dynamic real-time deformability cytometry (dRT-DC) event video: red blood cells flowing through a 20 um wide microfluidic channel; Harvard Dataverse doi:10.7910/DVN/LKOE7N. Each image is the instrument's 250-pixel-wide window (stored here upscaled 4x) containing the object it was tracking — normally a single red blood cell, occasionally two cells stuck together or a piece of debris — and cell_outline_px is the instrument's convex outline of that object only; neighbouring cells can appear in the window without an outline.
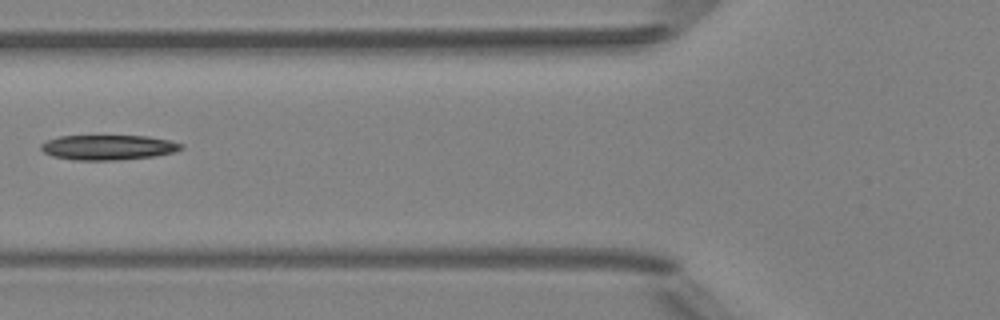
{"species": "Egyptian fruit bat (a non-hibernating species)", "species_latin": "Rousettus aegyptiacus", "temperature_condition": "room temperature", "stored_images_in_passage": 6, "camera_frame_rate_fps": 3000, "um_per_image_px": 0.085, "animal": {"sex": "female"}, "frame": {"image": 1, "passage_image": 6, "time_ms": 5.667, "image_size_px": [1000, 320], "cell_outline_px": [[184, 148], [172, 152], [152, 156], [116, 160], [72, 160], [52, 156], [44, 152], [40, 148], [40, 144], [44, 140], [60, 136], [148, 136], [168, 140], [184, 144]], "centroid_in_image_um": [9.14, 12.52], "position_along_channel_um": 116.7, "area_um2": 20.4}}